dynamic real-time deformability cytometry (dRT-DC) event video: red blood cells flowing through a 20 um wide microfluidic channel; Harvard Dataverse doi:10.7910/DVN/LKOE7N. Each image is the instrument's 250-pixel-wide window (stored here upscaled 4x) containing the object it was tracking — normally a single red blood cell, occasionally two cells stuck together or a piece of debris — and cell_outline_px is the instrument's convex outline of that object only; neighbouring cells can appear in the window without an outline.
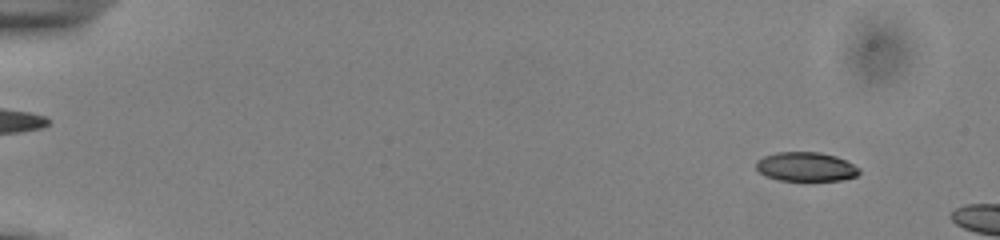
{"species": "common noctule bat (a hibernating species)", "species_latin": "Nyctalus noctula", "temperature_condition": "cold", "stored_images_in_passage": 10, "camera_frame_rate_fps": 3000, "um_per_image_px": 0.085, "animal": {"sex": "male", "body_mass_g": 13.0, "forearm_length_mm": 53.1}, "frame": {"image": 1, "passage_image": 5, "time_ms": 1.333, "image_size_px": [1000, 240], "cell_outline_px": [[860, 172], [856, 176], [840, 180], [780, 180], [764, 176], [756, 168], [756, 160], [764, 156], [776, 152], [820, 152], [836, 156], [860, 168]], "centroid_in_image_um": [68.47, 14.16], "position_along_channel_um": 16.5, "area_um2": 17.46}}